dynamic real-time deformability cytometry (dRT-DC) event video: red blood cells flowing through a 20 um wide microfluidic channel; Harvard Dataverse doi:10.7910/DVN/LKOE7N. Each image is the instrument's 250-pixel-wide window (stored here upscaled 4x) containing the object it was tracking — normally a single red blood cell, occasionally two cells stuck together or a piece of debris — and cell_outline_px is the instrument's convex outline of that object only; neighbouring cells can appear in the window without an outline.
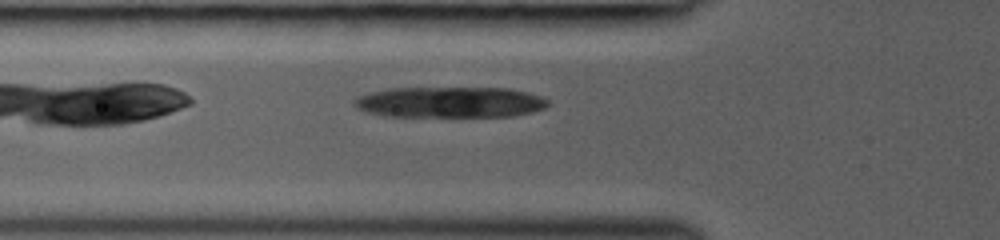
{"species": "common noctule bat (a hibernating species)", "species_latin": "Nyctalus noctula", "temperature_condition": "room temperature", "stored_images_in_passage": 29, "camera_frame_rate_fps": 3000, "um_per_image_px": 0.085, "animal": {"sex": "female", "body_mass_g": 19.0, "forearm_length_mm": 53.3}, "frame": {"image": 1, "passage_image": 3, "time_ms": 0.667, "image_size_px": [1000, 240], "cell_outline_px": [[548, 104], [544, 108], [532, 112], [516, 116], [388, 116], [368, 112], [356, 108], [352, 104], [352, 100], [356, 96], [372, 92], [392, 88], [508, 88], [528, 92], [540, 96], [548, 100]], "centroid_in_image_um": [38.23, 8.68], "position_along_channel_um": 87.6, "area_um2": 34.85}}
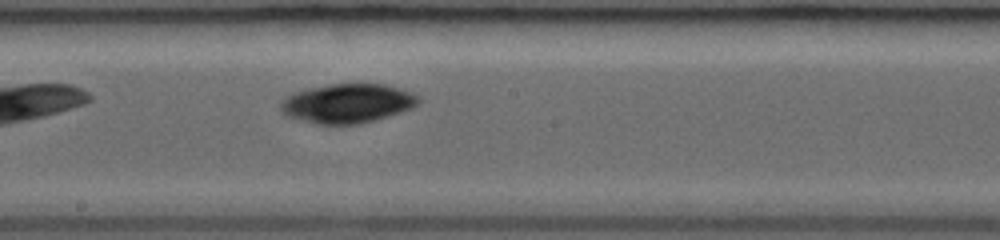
{"frame": {"image": 2, "passage_image": 12, "time_ms": 3.667, "image_size_px": [1000, 240], "cell_outline_px": [[420, 104], [412, 108], [388, 116], [360, 124], [316, 124], [284, 116], [280, 108], [280, 100], [296, 92], [308, 88], [332, 84], [384, 84], [412, 92], [420, 100]], "centroid_in_image_um": [29.51, 8.79], "position_along_channel_um": 218.7, "area_um2": 31.5}}
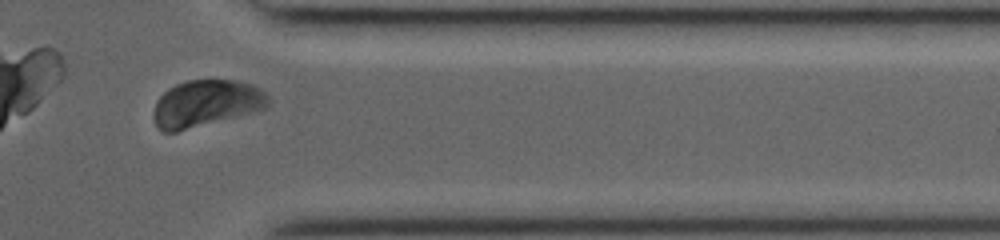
{"frame": {"image": 3, "passage_image": 24, "time_ms": 7.667, "image_size_px": [1000, 240], "cell_outline_px": [[272, 100], [268, 108], [256, 112], [176, 132], [164, 132], [156, 124], [152, 116], [152, 112], [156, 100], [168, 88], [176, 84], [188, 80], [236, 80], [252, 84], [260, 88]], "centroid_in_image_um": [17.55, 8.79], "position_along_channel_um": 393.8, "area_um2": 31.73}}